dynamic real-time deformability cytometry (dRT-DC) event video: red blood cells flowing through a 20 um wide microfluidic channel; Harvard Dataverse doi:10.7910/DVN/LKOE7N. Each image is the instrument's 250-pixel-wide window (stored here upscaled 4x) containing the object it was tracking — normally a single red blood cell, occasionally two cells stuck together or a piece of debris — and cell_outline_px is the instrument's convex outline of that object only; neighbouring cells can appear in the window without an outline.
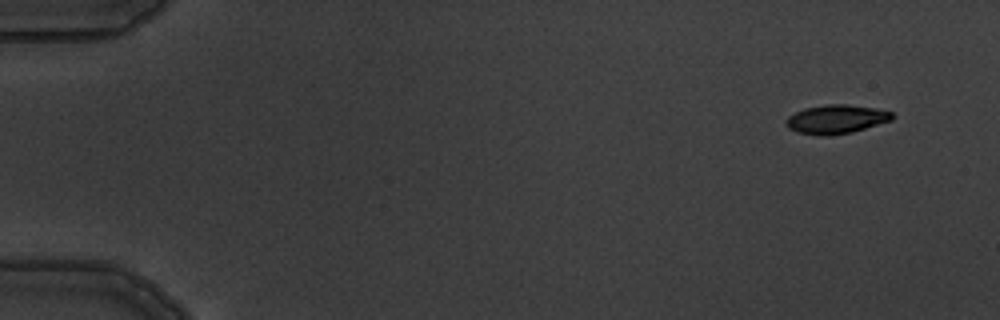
{"species": "common noctule bat (a hibernating species)", "species_latin": "Nyctalus noctula", "temperature_condition": "warm", "stored_images_in_passage": 6, "camera_frame_rate_fps": 3000, "um_per_image_px": 0.085, "animal": {"sex": "male", "body_mass_g": 19.5, "forearm_length_mm": 54.6}, "frame": {"image": 1, "passage_image": 1, "time_ms": 0.0, "image_size_px": [1000, 320], "cell_outline_px": [[896, 116], [892, 120], [852, 132], [828, 136], [816, 136], [796, 132], [788, 128], [784, 124], [784, 120], [788, 116], [804, 108], [828, 104], [848, 104], [876, 108], [892, 112]], "centroid_in_image_um": [71.05, 10.14], "position_along_channel_um": 13.9, "area_um2": 18.15}}